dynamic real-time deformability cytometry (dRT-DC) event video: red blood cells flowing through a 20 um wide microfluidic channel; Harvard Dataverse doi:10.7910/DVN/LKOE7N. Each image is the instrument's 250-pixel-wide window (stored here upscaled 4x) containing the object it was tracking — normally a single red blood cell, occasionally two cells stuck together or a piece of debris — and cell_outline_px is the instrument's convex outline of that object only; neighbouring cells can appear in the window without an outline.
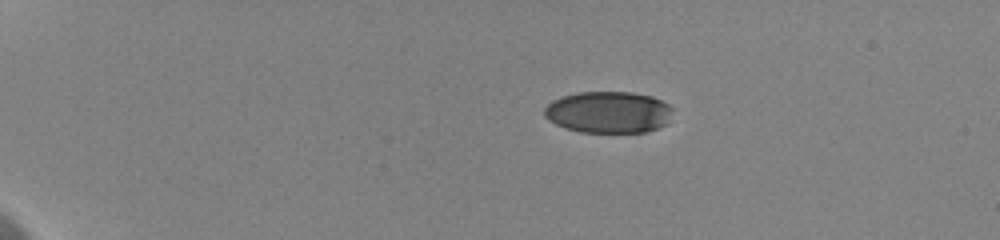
{"species": "human", "species_latin": "Homo sapiens", "temperature_condition": "cold", "stored_images_in_passage": 21, "camera_frame_rate_fps": 3000, "um_per_image_px": 0.085, "donor": {"sex": "female"}, "frame": {"image": 1, "passage_image": 1, "time_ms": 0.0, "image_size_px": [1000, 240], "cell_outline_px": [[672, 108], [668, 124], [660, 128], [644, 132], [580, 132], [564, 128], [548, 120], [544, 116], [544, 108], [552, 100], [560, 96], [576, 92], [632, 92], [652, 96], [668, 104]], "centroid_in_image_um": [51.7, 9.53], "position_along_channel_um": 33.3, "area_um2": 31.5}}